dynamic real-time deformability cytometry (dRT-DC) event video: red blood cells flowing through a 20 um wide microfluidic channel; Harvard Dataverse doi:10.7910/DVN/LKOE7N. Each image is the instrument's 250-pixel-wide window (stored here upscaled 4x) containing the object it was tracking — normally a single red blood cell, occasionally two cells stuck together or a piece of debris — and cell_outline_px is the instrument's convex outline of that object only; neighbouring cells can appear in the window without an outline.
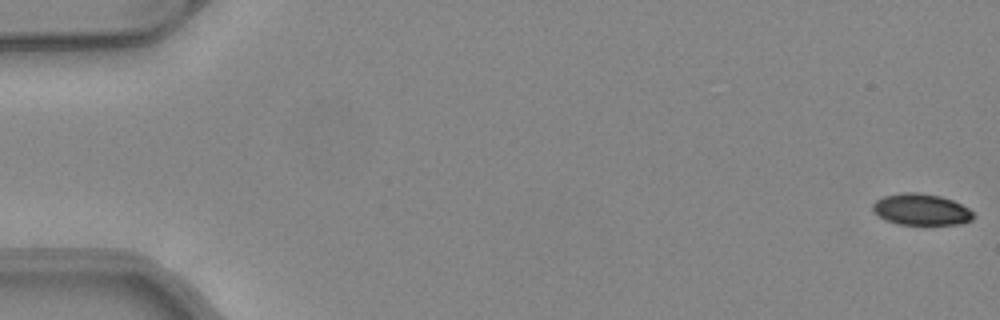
{"species": "common noctule bat (a hibernating species)", "species_latin": "Nyctalus noctula", "temperature_condition": "warm", "stored_images_in_passage": 17, "camera_frame_rate_fps": 3000, "um_per_image_px": 0.085, "animal": {"sex": "female", "body_mass_g": 24.6, "forearm_length_mm": 56.2}, "frame": {"image": 1, "passage_image": 1, "time_ms": 0.0, "image_size_px": [1000, 320], "cell_outline_px": [[976, 216], [972, 220], [960, 224], [896, 224], [884, 220], [872, 208], [872, 204], [876, 200], [884, 196], [904, 192], [920, 192], [940, 196], [952, 200], [968, 208]], "centroid_in_image_um": [78.3, 17.8], "position_along_channel_um": 6.7, "area_um2": 18.38}}
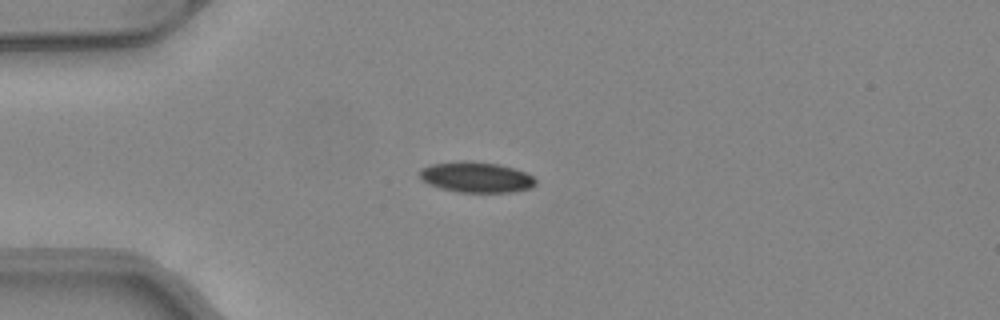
{"frame": {"image": 2, "passage_image": 14, "time_ms": 4.333, "image_size_px": [1000, 320], "cell_outline_px": [[536, 184], [532, 188], [512, 192], [460, 192], [440, 188], [428, 184], [420, 180], [420, 168], [432, 164], [460, 160], [472, 160], [500, 164], [516, 168], [532, 176], [536, 180]], "centroid_in_image_um": [40.48, 15.04], "position_along_channel_um": 44.5, "area_um2": 21.04}}